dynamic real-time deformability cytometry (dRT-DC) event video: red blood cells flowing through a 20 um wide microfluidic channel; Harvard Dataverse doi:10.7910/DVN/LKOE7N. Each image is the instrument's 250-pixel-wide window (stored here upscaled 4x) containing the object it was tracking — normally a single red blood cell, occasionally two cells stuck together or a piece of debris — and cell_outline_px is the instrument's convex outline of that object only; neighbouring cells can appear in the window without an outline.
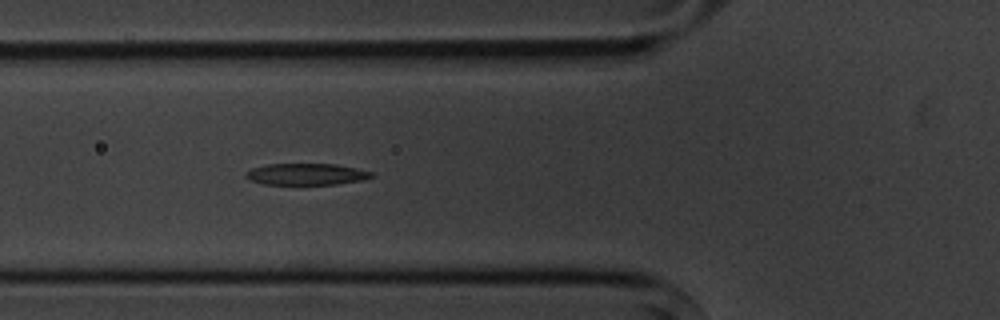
{"species": "common noctule bat (a hibernating species)", "species_latin": "Nyctalus noctula", "temperature_condition": "cold", "stored_images_in_passage": 5, "camera_frame_rate_fps": 3000, "um_per_image_px": 0.085, "animal": {"sex": "male", "body_mass_g": 20.1, "forearm_length_mm": 53.5}, "frame": {"image": 1, "passage_image": 5, "time_ms": 5.333, "image_size_px": [1000, 320], "cell_outline_px": [[372, 176], [364, 180], [336, 184], [264, 184], [248, 180], [244, 176], [244, 172], [252, 168], [268, 164], [336, 164], [356, 168], [372, 172]], "centroid_in_image_um": [25.99, 14.8], "position_along_channel_um": 99.8, "area_um2": 15.78}}